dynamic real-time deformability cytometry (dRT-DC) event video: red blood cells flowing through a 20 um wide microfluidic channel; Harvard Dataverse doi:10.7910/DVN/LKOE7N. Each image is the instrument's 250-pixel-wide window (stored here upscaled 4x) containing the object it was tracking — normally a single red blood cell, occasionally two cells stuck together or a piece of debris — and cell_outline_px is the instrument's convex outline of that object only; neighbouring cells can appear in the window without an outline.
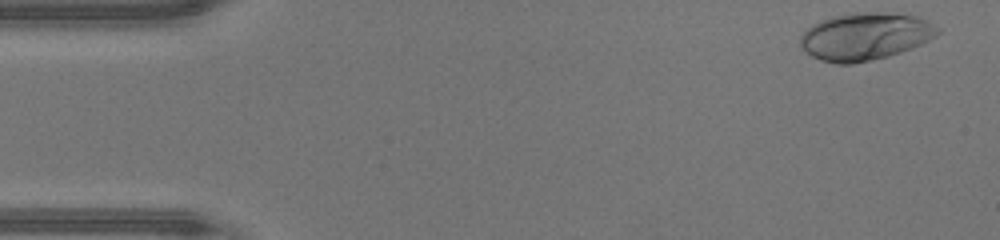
{"species": "human", "species_latin": "Homo sapiens", "temperature_condition": "warm", "stored_images_in_passage": 41, "camera_frame_rate_fps": 3000, "um_per_image_px": 0.085, "donor": {"sex": "male"}, "frame": {"image": 1, "passage_image": 1, "time_ms": 0.0, "image_size_px": [1000, 240], "cell_outline_px": [[940, 32], [936, 36], [912, 48], [888, 56], [852, 64], [836, 64], [820, 60], [812, 56], [800, 48], [800, 36], [812, 24], [828, 16], [848, 12], [884, 12], [920, 16], [928, 20], [940, 28]], "centroid_in_image_um": [73.53, 3.07], "position_along_channel_um": 11.5, "area_um2": 38.49}}
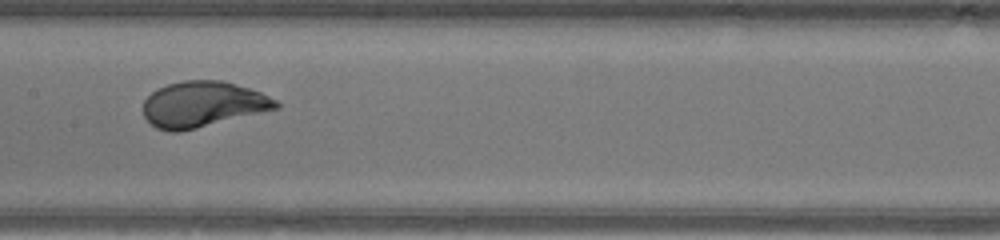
{"frame": {"image": 2, "passage_image": 22, "time_ms": 7.0, "image_size_px": [1000, 240], "cell_outline_px": [[280, 108], [180, 132], [168, 132], [156, 128], [144, 116], [144, 100], [156, 88], [168, 84], [184, 80], [224, 80], [260, 92], [276, 100], [280, 104]], "centroid_in_image_um": [17.23, 8.86], "position_along_channel_um": 190.2, "area_um2": 35.37}}
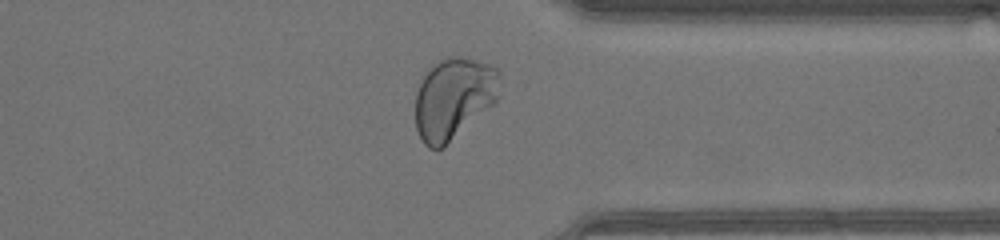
{"frame": {"image": 3, "passage_image": 35, "time_ms": 11.333, "image_size_px": [1000, 240], "cell_outline_px": [[500, 72], [496, 104], [444, 148], [428, 148], [424, 144], [416, 128], [416, 92], [424, 76], [436, 60], [448, 56], [460, 56], [492, 64], [500, 68]], "centroid_in_image_um": [38.6, 8.35], "position_along_channel_um": 372.8, "area_um2": 40.75}, "authors_computed_cell_mechanics": {"area_um2": 35.3736, "velocity_mm_per_s": 4.3248, "shape_relaxation_time_tau1_ms": 2.1996, "shape_relaxation_time_tau2_ms": null, "deformation_change_tau1": 0.1859, "deformation_change_tau2": null}}